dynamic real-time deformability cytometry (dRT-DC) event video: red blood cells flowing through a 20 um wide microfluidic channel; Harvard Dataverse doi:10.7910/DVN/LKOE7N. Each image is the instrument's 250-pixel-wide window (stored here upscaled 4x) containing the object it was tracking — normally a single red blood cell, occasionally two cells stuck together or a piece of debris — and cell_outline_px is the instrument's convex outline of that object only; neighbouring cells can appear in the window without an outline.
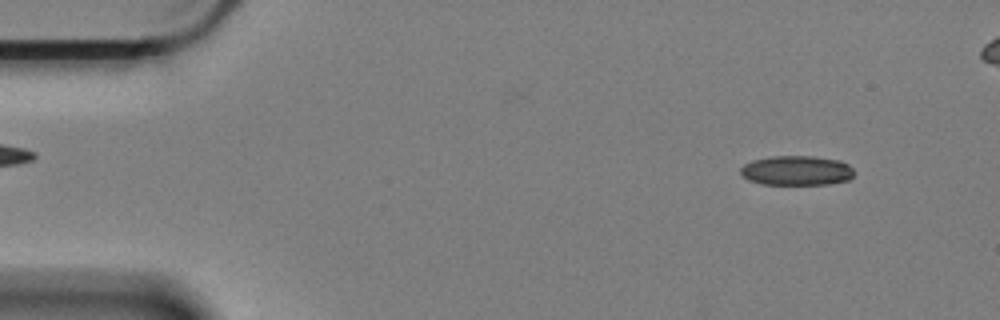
{"species": "Egyptian fruit bat (a non-hibernating species)", "species_latin": "Rousettus aegyptiacus", "temperature_condition": "cold", "stored_images_in_passage": 56, "camera_frame_rate_fps": 3000, "um_per_image_px": 0.085, "animal": {"sex": "female"}, "frame": {"image": 1, "passage_image": 1, "time_ms": 0.0, "image_size_px": [1000, 320], "cell_outline_px": [[856, 172], [848, 180], [828, 184], [760, 184], [748, 180], [740, 172], [740, 168], [744, 164], [752, 160], [772, 156], [812, 156], [840, 160], [848, 164]], "centroid_in_image_um": [67.72, 14.49], "position_along_channel_um": 17.3, "area_um2": 19.71}}
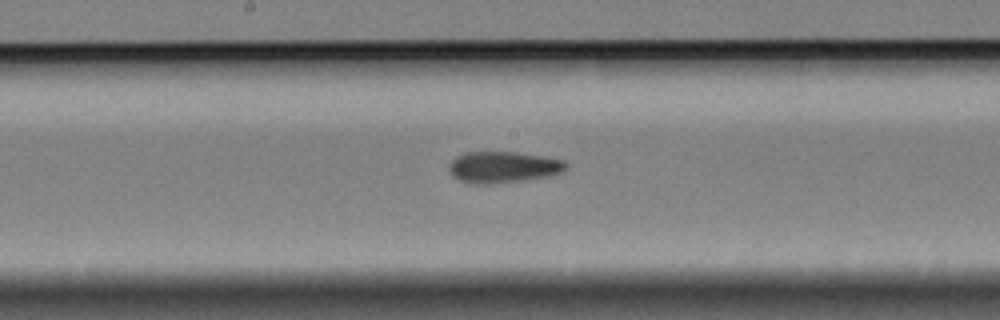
{"frame": {"image": 2, "passage_image": 26, "time_ms": 8.333, "image_size_px": [1000, 320], "cell_outline_px": [[568, 168], [564, 172], [548, 176], [524, 180], [492, 184], [472, 184], [460, 180], [452, 176], [448, 168], [448, 164], [456, 156], [464, 152], [516, 152], [548, 156], [564, 160], [568, 164]], "centroid_in_image_um": [42.79, 14.2], "position_along_channel_um": 205.4, "area_um2": 21.79}}
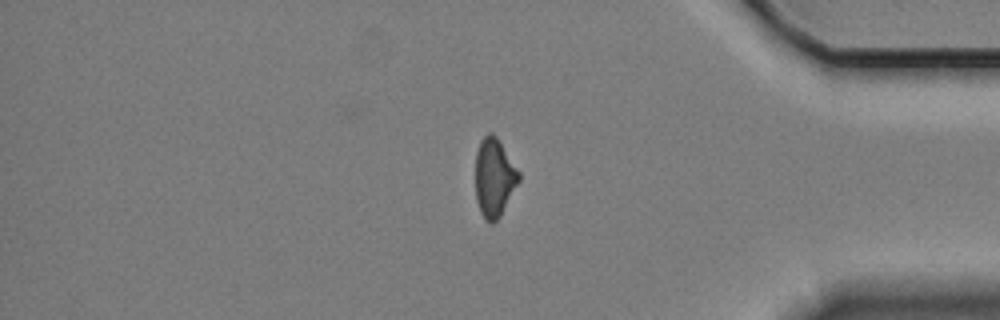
{"frame": {"image": 3, "passage_image": 45, "time_ms": 14.667, "image_size_px": [1000, 320], "cell_outline_px": [[520, 180], [500, 216], [492, 224], [480, 212], [476, 200], [476, 152], [480, 140], [488, 132], [492, 132], [496, 136], [520, 172]], "centroid_in_image_um": [42.01, 15.07], "position_along_channel_um": 393.2, "area_um2": 19.71}}